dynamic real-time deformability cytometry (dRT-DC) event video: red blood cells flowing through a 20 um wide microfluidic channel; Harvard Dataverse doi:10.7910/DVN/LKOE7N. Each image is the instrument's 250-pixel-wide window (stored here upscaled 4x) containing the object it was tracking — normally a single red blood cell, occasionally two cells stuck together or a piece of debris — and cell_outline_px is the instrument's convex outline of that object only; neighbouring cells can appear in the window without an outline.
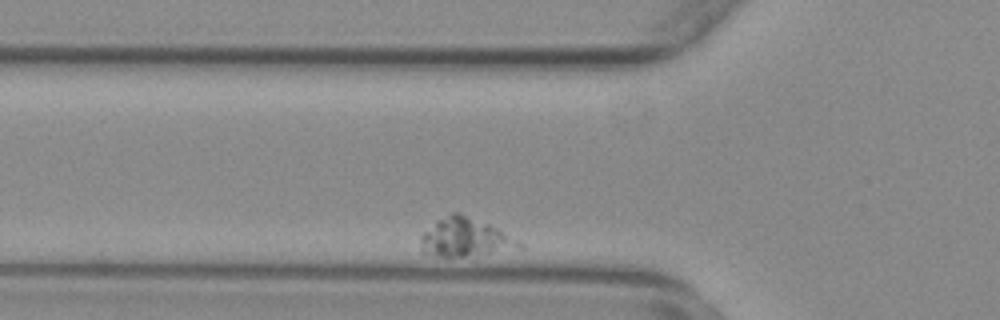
{"species": "common noctule bat (a hibernating species)", "species_latin": "Nyctalus noctula", "temperature_condition": "warm", "stored_images_in_passage": 36, "camera_frame_rate_fps": 3000, "um_per_image_px": 0.085, "animal": {"sex": "female", "body_mass_g": 29.2, "forearm_length_mm": 56.3}, "frame": {"image": 1, "passage_image": 3, "time_ms": 0.667, "image_size_px": [1000, 320], "cell_outline_px": [[524, 248], [464, 256], [432, 256], [420, 252], [420, 236], [436, 220], [452, 212], [460, 212], [488, 224], [496, 228], [524, 244]], "centroid_in_image_um": [39.48, 20.19], "position_along_channel_um": 86.3, "area_um2": 21.96}}
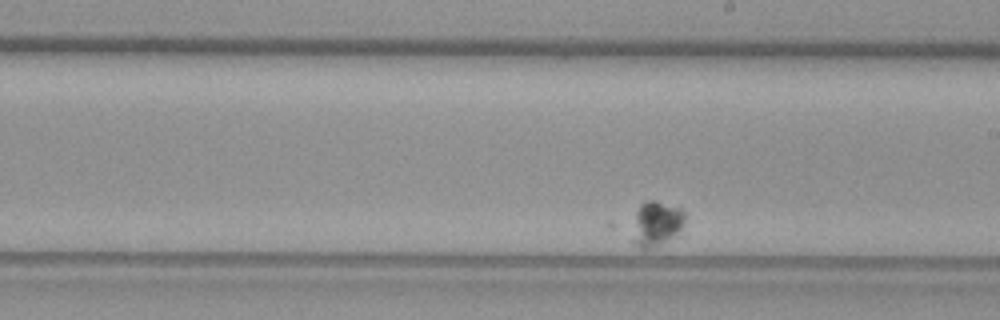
{"frame": {"image": 2, "passage_image": 20, "time_ms": 6.333, "image_size_px": [1000, 320], "cell_outline_px": [[684, 236], [652, 248], [640, 248], [632, 240], [636, 212], [640, 204], [648, 200], [656, 200], [680, 208], [684, 212]], "centroid_in_image_um": [55.88, 19.05], "position_along_channel_um": 233.1, "area_um2": 14.33}}
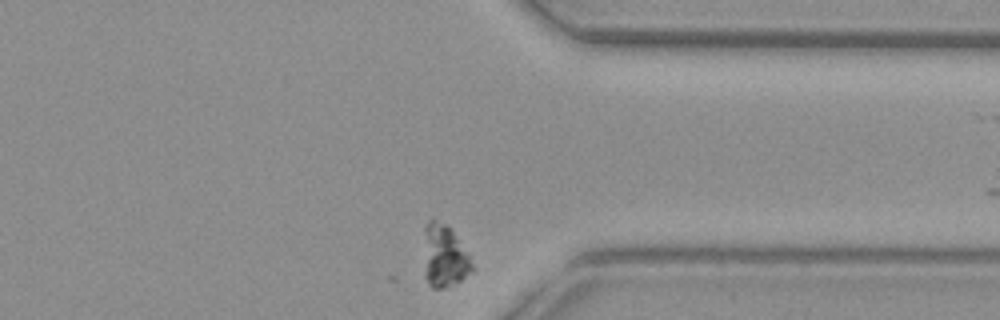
{"frame": {"image": 3, "passage_image": 35, "time_ms": 11.333, "image_size_px": [1000, 320], "cell_outline_px": [[472, 272], [456, 284], [440, 288], [432, 288], [428, 284], [424, 276], [424, 228], [428, 220], [432, 216], [444, 224], [452, 232], [468, 256], [472, 264]], "centroid_in_image_um": [37.71, 21.79], "position_along_channel_um": 373.7, "area_um2": 17.46}}